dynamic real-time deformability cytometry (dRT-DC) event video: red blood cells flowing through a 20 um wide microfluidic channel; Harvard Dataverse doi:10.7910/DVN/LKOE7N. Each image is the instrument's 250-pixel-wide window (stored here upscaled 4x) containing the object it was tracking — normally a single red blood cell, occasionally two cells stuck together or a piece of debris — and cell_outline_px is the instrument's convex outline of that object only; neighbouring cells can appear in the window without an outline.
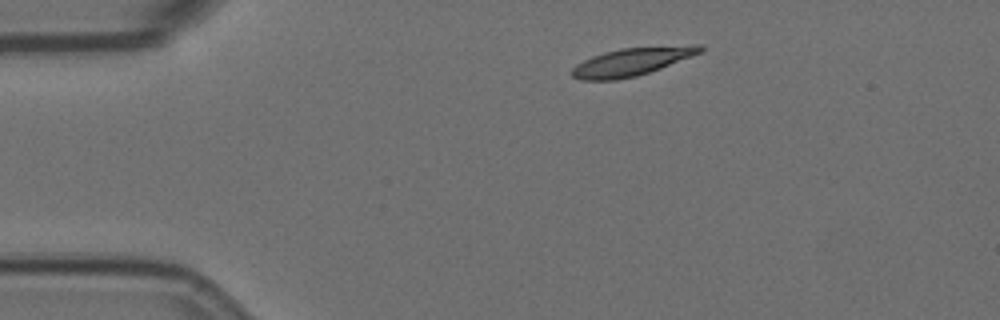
{"species": "Egyptian fruit bat (a non-hibernating species)", "species_latin": "Rousettus aegyptiacus", "temperature_condition": "room temperature", "stored_images_in_passage": 48, "camera_frame_rate_fps": 3000, "um_per_image_px": 0.085, "animal": {"sex": "female"}, "frame": {"image": 1, "passage_image": 1, "time_ms": 0.0, "image_size_px": [1000, 320], "cell_outline_px": [[704, 52], [660, 68], [636, 76], [616, 80], [580, 80], [572, 76], [572, 68], [576, 64], [592, 56], [604, 52], [620, 48], [692, 44], [704, 44]], "centroid_in_image_um": [53.76, 5.22], "position_along_channel_um": 31.2, "area_um2": 21.1}}
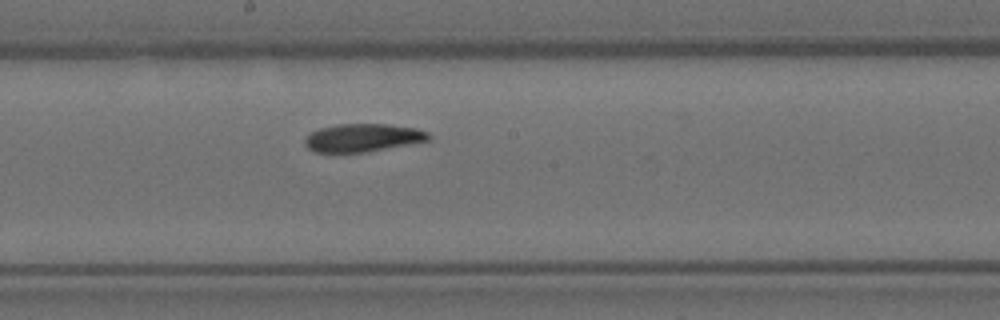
{"frame": {"image": 2, "passage_image": 21, "time_ms": 6.667, "image_size_px": [1000, 320], "cell_outline_px": [[432, 136], [428, 140], [364, 152], [316, 152], [308, 148], [304, 144], [304, 140], [312, 132], [320, 128], [336, 124], [388, 124], [416, 128], [428, 132]], "centroid_in_image_um": [30.82, 11.69], "position_along_channel_um": 217.4, "area_um2": 19.94}}
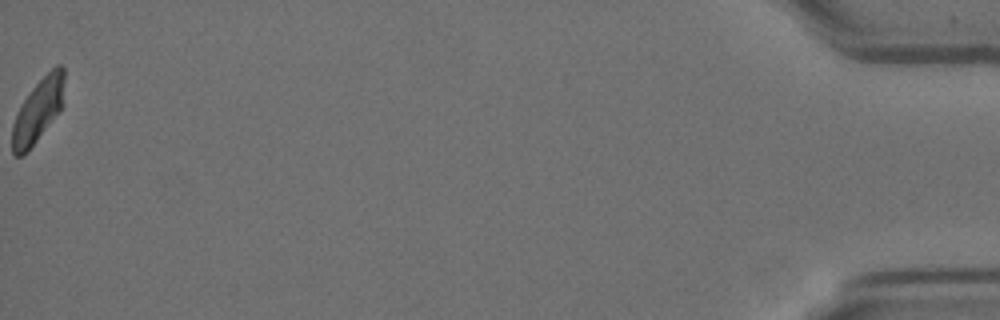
{"frame": {"image": 3, "passage_image": 48, "time_ms": 15.667, "image_size_px": [1000, 320], "cell_outline_px": [[64, 104], [60, 112], [36, 140], [20, 156], [12, 156], [12, 124], [20, 104], [28, 92], [56, 64], [60, 64], [64, 68]], "centroid_in_image_um": [3.25, 9.35], "position_along_channel_um": 432.0, "area_um2": 19.31}, "authors_computed_cell_mechanics": {"area_um2": 20.8658, "velocity_mm_per_s": 3.5377, "shape_relaxation_time_tau1_ms": 6.9122, "shape_relaxation_time_tau2_ms": 8.3184, "deformation_change_tau1": 0.1847, "deformation_change_tau2": 0.1312}}